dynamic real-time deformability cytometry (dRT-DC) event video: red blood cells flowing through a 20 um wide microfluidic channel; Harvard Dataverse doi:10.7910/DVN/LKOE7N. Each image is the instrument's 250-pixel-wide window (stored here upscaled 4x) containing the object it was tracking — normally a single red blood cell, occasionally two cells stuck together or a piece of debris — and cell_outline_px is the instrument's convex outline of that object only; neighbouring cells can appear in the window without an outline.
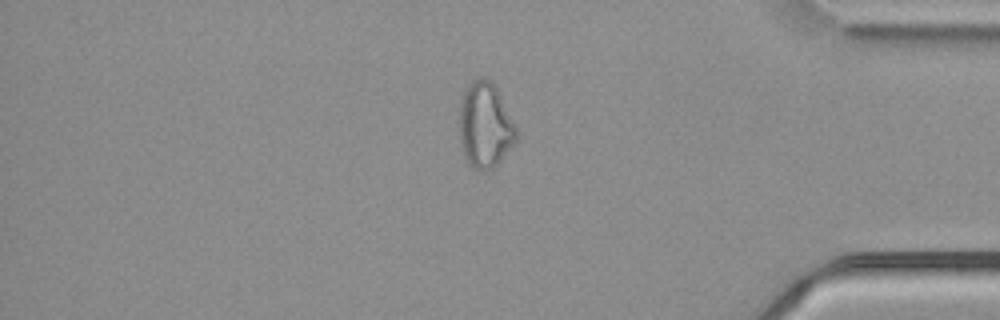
{"species": "common noctule bat (a hibernating species)", "species_latin": "Nyctalus noctula", "temperature_condition": "cold", "stored_images_in_passage": 54, "camera_frame_rate_fps": 3000, "um_per_image_px": 0.085, "animal": {"sex": "male", "body_mass_g": 21.5, "forearm_length_mm": 52.0}, "frame": {"image": 1, "passage_image": 46, "time_ms": 15.0, "image_size_px": [1000, 320], "cell_outline_px": [[516, 144], [492, 168], [484, 172], [480, 172], [472, 168], [468, 164], [464, 152], [460, 136], [460, 100], [464, 92], [472, 80], [480, 76], [484, 76], [496, 88], [516, 128]], "centroid_in_image_um": [41.22, 10.67], "position_along_channel_um": 394.0, "area_um2": 28.03}, "authors_computed_cell_mechanics": {"area_um2": 28.7555, "velocity_mm_per_s": 3.7574, "shape_relaxation_time_tau1_ms": null, "shape_relaxation_time_tau2_ms": 3.6674, "deformation_change_tau1": null, "deformation_change_tau2": 0.1384}}